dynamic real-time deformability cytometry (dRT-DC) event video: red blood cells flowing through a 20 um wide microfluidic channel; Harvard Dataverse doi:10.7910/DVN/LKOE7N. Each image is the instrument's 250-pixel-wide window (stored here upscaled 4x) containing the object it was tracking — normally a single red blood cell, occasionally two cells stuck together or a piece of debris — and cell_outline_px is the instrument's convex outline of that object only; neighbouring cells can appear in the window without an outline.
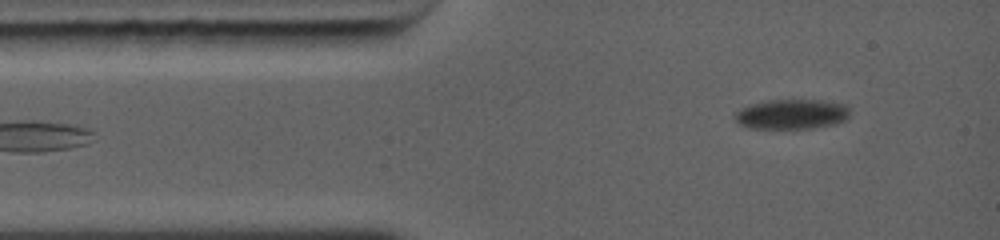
{"species": "common noctule bat (a hibernating species)", "species_latin": "Nyctalus noctula", "temperature_condition": "warm", "stored_images_in_passage": 4, "camera_frame_rate_fps": 5000, "um_per_image_px": 0.085, "animal": {"sex": "female", "body_mass_g": 19.0, "forearm_length_mm": 56.7}, "frame": {"image": 1, "passage_image": 4, "time_ms": 2.2, "image_size_px": [1000, 240], "cell_outline_px": [[848, 116], [844, 120], [836, 124], [816, 128], [748, 128], [740, 124], [736, 120], [736, 112], [752, 104], [776, 100], [808, 100], [844, 104], [848, 108]], "centroid_in_image_um": [67.31, 9.73], "position_along_channel_um": 17.7, "area_um2": 19.48}}